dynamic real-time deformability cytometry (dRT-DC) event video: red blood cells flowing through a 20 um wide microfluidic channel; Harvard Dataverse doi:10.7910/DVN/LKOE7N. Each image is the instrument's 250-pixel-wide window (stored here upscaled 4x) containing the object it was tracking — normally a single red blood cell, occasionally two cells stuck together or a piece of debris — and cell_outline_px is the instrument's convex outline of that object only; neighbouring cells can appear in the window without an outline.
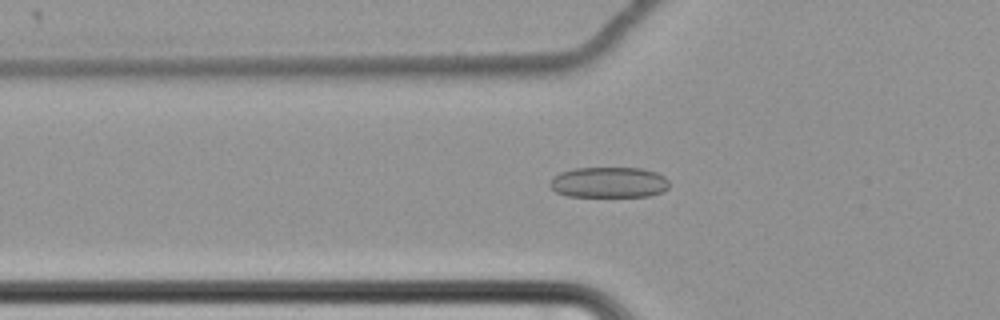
{"species": "common noctule bat (a hibernating species)", "species_latin": "Nyctalus noctula", "temperature_condition": "cold", "stored_images_in_passage": 59, "camera_frame_rate_fps": 3000, "um_per_image_px": 0.085, "animal": {"sex": "female", "body_mass_g": 22.7, "forearm_length_mm": 54.2}, "frame": {"image": 1, "passage_image": 20, "time_ms": 6.333, "image_size_px": [1000, 320], "cell_outline_px": [[668, 188], [660, 192], [648, 196], [568, 196], [556, 192], [548, 184], [552, 176], [560, 172], [576, 168], [644, 168], [656, 172], [664, 176], [668, 180]], "centroid_in_image_um": [51.73, 15.49], "position_along_channel_um": 74.1, "area_um2": 21.39}}
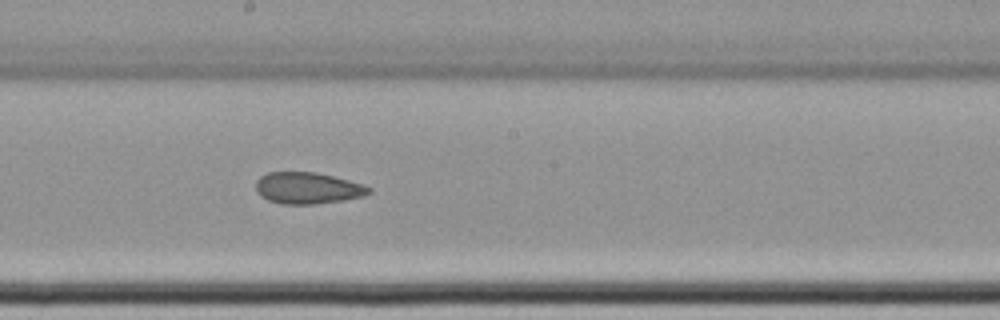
{"frame": {"image": 2, "passage_image": 33, "time_ms": 10.667, "image_size_px": [1000, 320], "cell_outline_px": [[372, 192], [364, 196], [340, 200], [312, 204], [280, 204], [268, 200], [260, 196], [256, 192], [256, 180], [260, 176], [268, 172], [316, 172], [348, 180], [372, 188]], "centroid_in_image_um": [26.1, 15.98], "position_along_channel_um": 222.1, "area_um2": 20.69}}
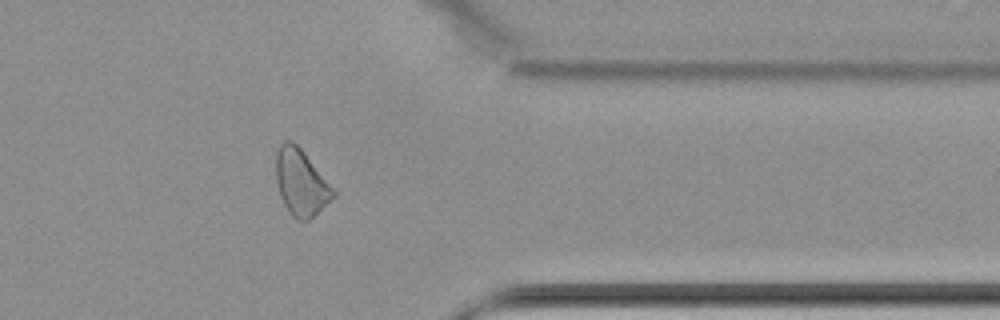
{"frame": {"image": 3, "passage_image": 48, "time_ms": 15.667, "image_size_px": [1000, 320], "cell_outline_px": [[336, 196], [308, 220], [296, 220], [288, 212], [280, 196], [276, 180], [276, 148], [284, 140], [292, 140], [304, 152], [336, 188]], "centroid_in_image_um": [25.6, 15.49], "position_along_channel_um": 385.8, "area_um2": 22.48}, "authors_computed_cell_mechanics": {"area_um2": 22.5998, "velocity_mm_per_s": 3.4586, "shape_relaxation_time_tau1_ms": null, "shape_relaxation_time_tau2_ms": 5.1678, "deformation_change_tau1": null, "deformation_change_tau2": 0.0924}}